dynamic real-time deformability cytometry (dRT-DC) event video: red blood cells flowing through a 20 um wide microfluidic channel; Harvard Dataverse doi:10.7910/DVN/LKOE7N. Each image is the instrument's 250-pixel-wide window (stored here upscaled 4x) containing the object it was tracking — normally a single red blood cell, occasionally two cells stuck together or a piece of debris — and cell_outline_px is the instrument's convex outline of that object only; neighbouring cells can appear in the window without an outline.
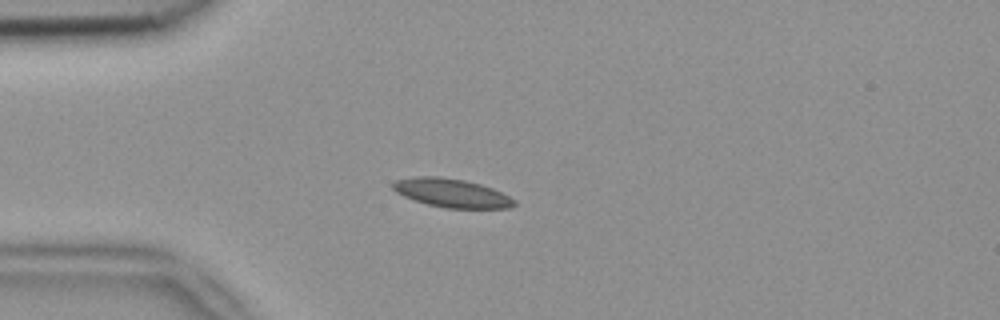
{"species": "common noctule bat (a hibernating species)", "species_latin": "Nyctalus noctula", "temperature_condition": "room temperature", "stored_images_in_passage": 6, "camera_frame_rate_fps": 3000, "um_per_image_px": 0.085, "animal": {"sex": "female", "body_mass_g": 18.4}, "frame": {"image": 1, "passage_image": 3, "time_ms": 0.667, "image_size_px": [1000, 320], "cell_outline_px": [[516, 204], [508, 208], [444, 208], [428, 204], [404, 196], [396, 192], [392, 188], [392, 184], [396, 180], [412, 176], [440, 176], [464, 180], [480, 184], [492, 188], [516, 200]], "centroid_in_image_um": [38.38, 16.4], "position_along_channel_um": 46.6, "area_um2": 20.17}}